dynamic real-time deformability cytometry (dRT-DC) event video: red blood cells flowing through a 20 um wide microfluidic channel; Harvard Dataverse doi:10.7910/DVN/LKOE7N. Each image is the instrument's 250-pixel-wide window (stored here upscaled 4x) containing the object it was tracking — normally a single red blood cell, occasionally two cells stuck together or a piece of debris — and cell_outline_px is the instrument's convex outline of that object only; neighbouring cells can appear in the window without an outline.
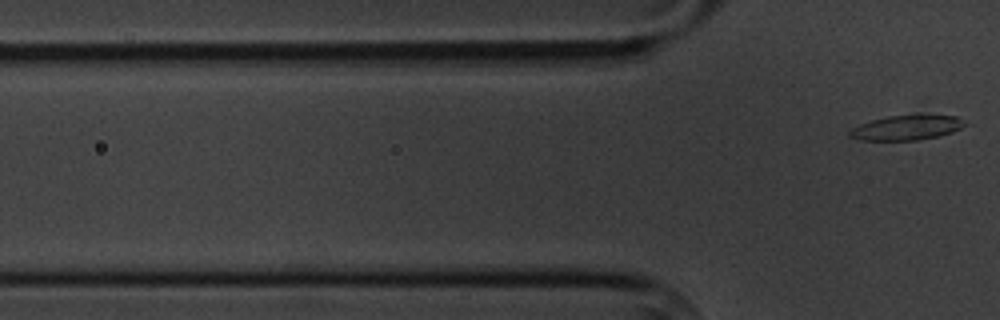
{"species": "common noctule bat (a hibernating species)", "species_latin": "Nyctalus noctula", "temperature_condition": "cold", "stored_images_in_passage": 6, "camera_frame_rate_fps": 3000, "um_per_image_px": 0.085, "animal": {"sex": "male", "body_mass_g": 20.1, "forearm_length_mm": 53.5}, "frame": {"image": 1, "passage_image": 6, "time_ms": 6.667, "image_size_px": [1000, 320], "cell_outline_px": [[968, 124], [952, 132], [936, 136], [916, 140], [860, 140], [848, 136], [848, 132], [852, 128], [860, 124], [872, 120], [888, 116], [956, 116]], "centroid_in_image_um": [77.01, 10.87], "position_along_channel_um": 48.8, "area_um2": 16.18}}